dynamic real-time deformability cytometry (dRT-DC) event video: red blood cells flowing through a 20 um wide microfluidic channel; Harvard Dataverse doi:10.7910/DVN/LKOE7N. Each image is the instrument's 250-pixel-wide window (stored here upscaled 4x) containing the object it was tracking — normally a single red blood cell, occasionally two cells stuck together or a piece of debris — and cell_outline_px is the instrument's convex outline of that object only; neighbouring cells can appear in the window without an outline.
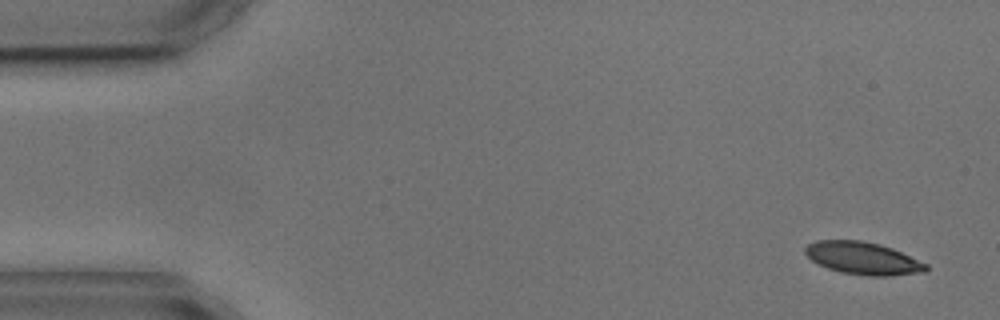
{"species": "common noctule bat (a hibernating species)", "species_latin": "Nyctalus noctula", "temperature_condition": "cold", "stored_images_in_passage": 5, "segment_of_instrument_passage": [1, 2], "camera_frame_rate_fps": 3000, "um_per_image_px": 0.085, "animal": {"sex": "male", "body_mass_g": 17.9, "forearm_length_mm": 54.2}, "frame": {"image": 1, "passage_image": 1, "time_ms": 0.0, "image_size_px": [1000, 320], "cell_outline_px": [[928, 268], [924, 272], [892, 276], [868, 276], [840, 272], [828, 268], [812, 260], [804, 252], [804, 248], [808, 244], [816, 240], [860, 240], [880, 244], [892, 248], [928, 264]], "centroid_in_image_um": [73.36, 21.95], "position_along_channel_um": 11.6, "area_um2": 22.89}}